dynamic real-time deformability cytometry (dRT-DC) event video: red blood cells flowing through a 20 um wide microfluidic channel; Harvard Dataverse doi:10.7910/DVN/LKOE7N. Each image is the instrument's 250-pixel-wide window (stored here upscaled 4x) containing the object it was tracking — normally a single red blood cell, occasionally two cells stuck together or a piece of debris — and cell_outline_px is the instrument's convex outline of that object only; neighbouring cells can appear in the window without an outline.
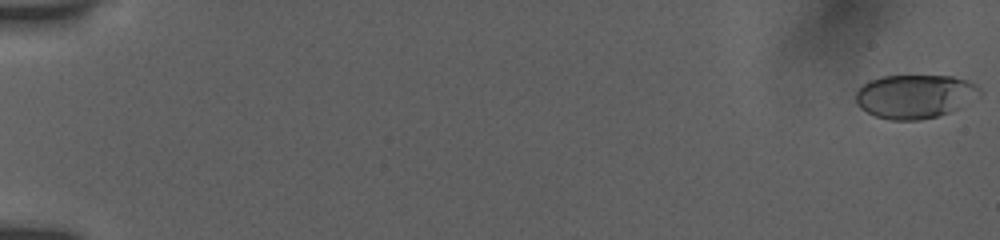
{"species": "human", "species_latin": "Homo sapiens", "temperature_condition": "room temperature", "stored_images_in_passage": 51, "camera_frame_rate_fps": 3000, "um_per_image_px": 0.085, "donor": {"sex": "female"}, "frame": {"image": 1, "passage_image": 1, "time_ms": 0.0, "image_size_px": [1000, 240], "cell_outline_px": [[980, 96], [940, 116], [920, 120], [888, 120], [876, 116], [860, 108], [856, 100], [856, 92], [864, 84], [872, 80], [884, 76], [952, 76], [968, 80], [980, 88]], "centroid_in_image_um": [77.77, 8.19], "position_along_channel_um": 7.2, "area_um2": 31.39}}
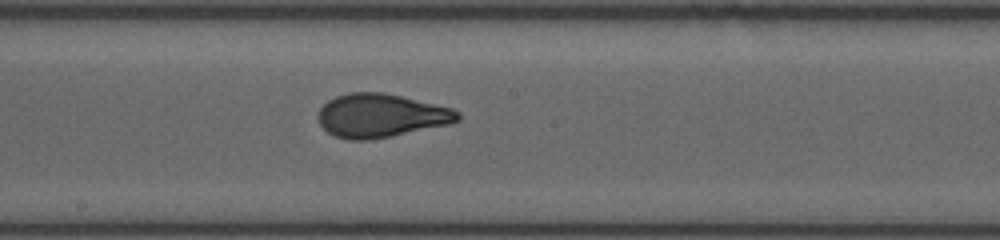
{"frame": {"image": 2, "passage_image": 27, "time_ms": 10.333, "image_size_px": [1000, 240], "cell_outline_px": [[460, 120], [448, 124], [388, 136], [364, 140], [348, 140], [336, 136], [328, 132], [320, 124], [316, 116], [320, 108], [328, 100], [336, 96], [348, 92], [384, 92], [452, 108], [460, 112]], "centroid_in_image_um": [32.34, 9.81], "position_along_channel_um": 215.9, "area_um2": 35.14}}
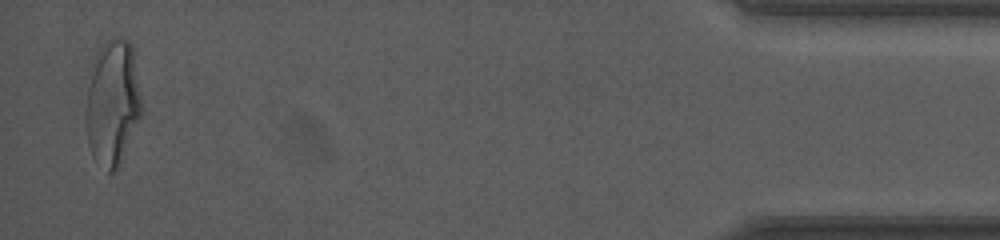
{"frame": {"image": 3, "passage_image": 51, "time_ms": 17.667, "image_size_px": [1000, 240], "cell_outline_px": [[140, 116], [120, 164], [112, 172], [108, 172], [92, 156], [88, 144], [84, 120], [88, 88], [96, 52], [104, 40], [112, 36], [116, 36], [128, 40], [132, 44], [140, 96]], "centroid_in_image_um": [9.54, 8.7], "position_along_channel_um": 425.7, "area_um2": 40.52}, "authors_computed_cell_mechanics": {"area_um2": 34.2176, "velocity_mm_per_s": 3.8693, "shape_relaxation_time_tau1_ms": 5.6272, "shape_relaxation_time_tau2_ms": null, "deformation_change_tau1": 0.2059, "deformation_change_tau2": null}}